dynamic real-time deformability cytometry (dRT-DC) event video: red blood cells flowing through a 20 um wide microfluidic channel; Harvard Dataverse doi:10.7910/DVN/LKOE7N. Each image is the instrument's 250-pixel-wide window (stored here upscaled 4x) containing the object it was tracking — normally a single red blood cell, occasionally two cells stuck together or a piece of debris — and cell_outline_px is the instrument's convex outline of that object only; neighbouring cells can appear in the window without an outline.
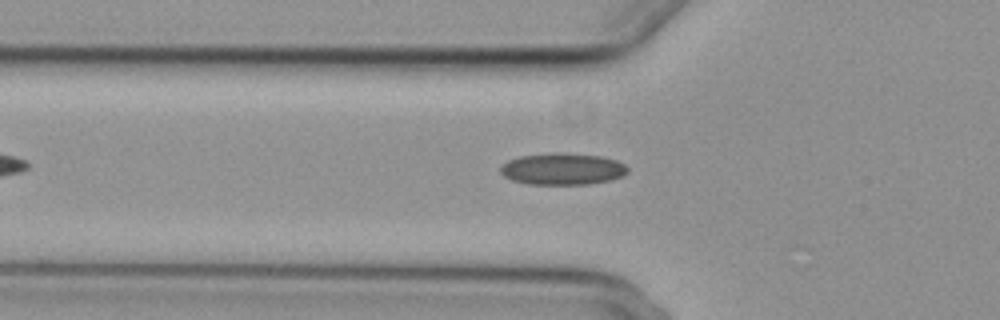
{"species": "common noctule bat (a hibernating species)", "species_latin": "Nyctalus noctula", "temperature_condition": "cold", "stored_images_in_passage": 45, "camera_frame_rate_fps": 3000, "um_per_image_px": 0.085, "animal": {"sex": "female", "body_mass_g": 29.2, "forearm_length_mm": 56.3}, "frame": {"image": 1, "passage_image": 9, "time_ms": 2.667, "image_size_px": [1000, 320], "cell_outline_px": [[628, 172], [624, 176], [612, 180], [588, 184], [528, 184], [512, 180], [504, 176], [500, 172], [500, 168], [508, 160], [520, 156], [552, 152], [564, 152], [600, 156], [616, 160], [624, 164], [628, 168]], "centroid_in_image_um": [47.83, 14.35], "position_along_channel_um": 78.0, "area_um2": 23.7}}
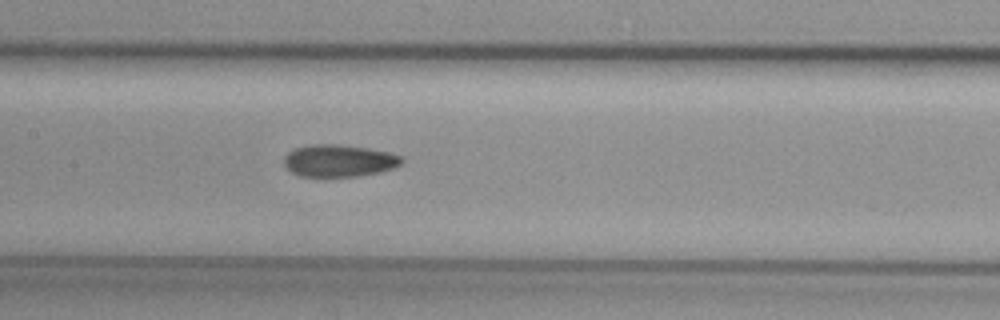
{"frame": {"image": 2, "passage_image": 17, "time_ms": 5.333, "image_size_px": [1000, 320], "cell_outline_px": [[404, 160], [400, 164], [392, 168], [380, 172], [360, 176], [324, 180], [296, 176], [284, 164], [284, 156], [288, 152], [296, 148], [312, 144], [332, 144], [368, 148], [388, 152], [400, 156]], "centroid_in_image_um": [28.75, 13.72], "position_along_channel_um": 178.6, "area_um2": 22.83}}
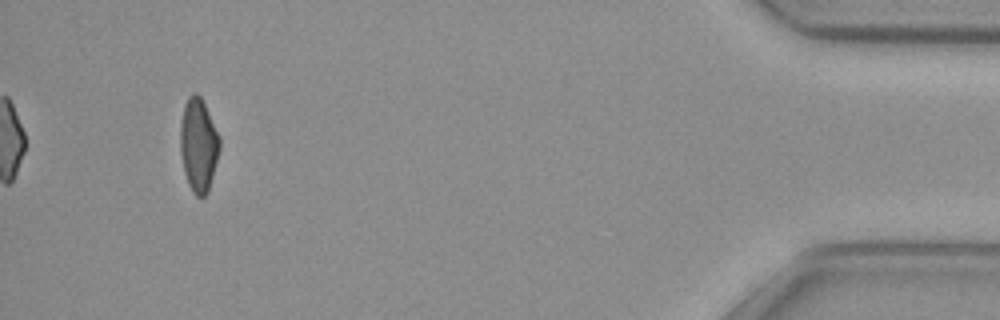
{"frame": {"image": 3, "passage_image": 42, "time_ms": 13.667, "image_size_px": [1000, 320], "cell_outline_px": [[220, 148], [208, 192], [204, 196], [196, 196], [192, 192], [188, 184], [184, 172], [180, 152], [180, 124], [184, 104], [188, 96], [192, 92], [196, 92], [200, 96], [220, 136]], "centroid_in_image_um": [16.86, 12.31], "position_along_channel_um": 418.3, "area_um2": 21.5}}